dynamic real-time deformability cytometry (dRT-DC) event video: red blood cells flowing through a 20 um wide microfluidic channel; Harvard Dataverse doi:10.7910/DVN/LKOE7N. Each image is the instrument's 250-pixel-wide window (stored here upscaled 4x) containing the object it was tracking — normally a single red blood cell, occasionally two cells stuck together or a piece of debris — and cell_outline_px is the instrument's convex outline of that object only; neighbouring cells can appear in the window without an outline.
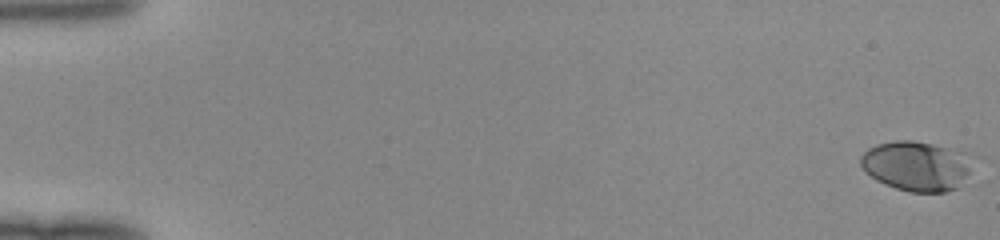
{"species": "human", "species_latin": "Homo sapiens", "temperature_condition": "room temperature", "stored_images_in_passage": 51, "camera_frame_rate_fps": 3000, "um_per_image_px": 0.085, "donor": {"sex": "female"}, "frame": {"image": 1, "passage_image": 1, "time_ms": 0.0, "image_size_px": [1000, 240], "cell_outline_px": [[984, 156], [956, 188], [944, 192], [908, 192], [884, 184], [876, 180], [860, 164], [860, 156], [868, 148], [876, 144], [896, 140], [912, 140], [972, 152]], "centroid_in_image_um": [78.07, 14.07], "position_along_channel_um": 6.9, "area_um2": 33.64}}
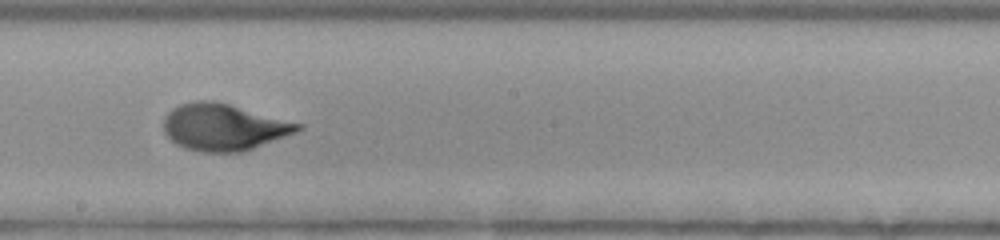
{"frame": {"image": 2, "passage_image": 30, "time_ms": 9.667, "image_size_px": [1000, 240], "cell_outline_px": [[304, 128], [296, 132], [252, 148], [240, 152], [200, 152], [184, 148], [176, 144], [164, 132], [164, 116], [172, 108], [180, 104], [196, 100], [212, 100], [228, 104], [304, 124]], "centroid_in_image_um": [18.99, 10.8], "position_along_channel_um": 229.2, "area_um2": 36.36}}
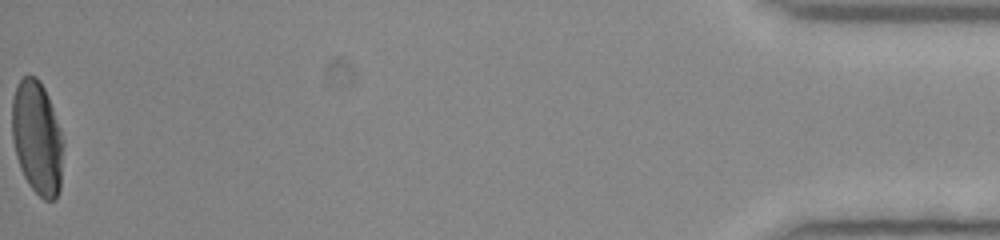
{"frame": {"image": 3, "passage_image": 51, "time_ms": 16.667, "image_size_px": [1000, 240], "cell_outline_px": [[64, 144], [60, 192], [56, 200], [44, 200], [28, 184], [20, 168], [16, 156], [12, 140], [12, 100], [16, 84], [28, 72], [36, 76], [40, 80], [48, 96], [60, 128], [64, 140]], "centroid_in_image_um": [3.17, 11.7], "position_along_channel_um": 432.0, "area_um2": 34.56}}